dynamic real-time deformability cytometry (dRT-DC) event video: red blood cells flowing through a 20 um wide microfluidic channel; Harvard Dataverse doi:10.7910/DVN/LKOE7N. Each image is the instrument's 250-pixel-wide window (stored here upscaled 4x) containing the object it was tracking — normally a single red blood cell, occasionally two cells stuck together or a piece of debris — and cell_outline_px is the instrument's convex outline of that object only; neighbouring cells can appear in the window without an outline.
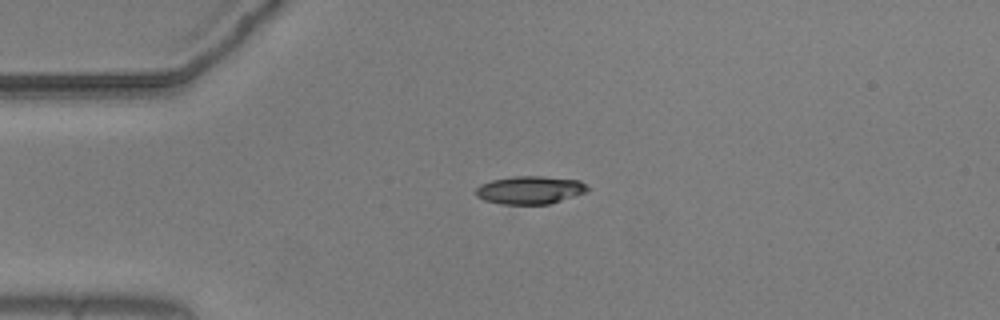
{"species": "common noctule bat (a hibernating species)", "species_latin": "Nyctalus noctula", "temperature_condition": "warm", "stored_images_in_passage": 43, "camera_frame_rate_fps": 3000, "um_per_image_px": 0.085, "animal": {"sex": "male", "body_mass_g": 20.5, "forearm_length_mm": 52.5}, "frame": {"image": 1, "passage_image": 13, "time_ms": 4.0, "image_size_px": [1000, 320], "cell_outline_px": [[588, 192], [548, 204], [500, 204], [484, 200], [476, 196], [476, 188], [480, 184], [492, 180], [512, 176], [540, 176], [580, 180], [588, 188]], "centroid_in_image_um": [45.03, 16.15], "position_along_channel_um": 40.0, "area_um2": 18.21}}
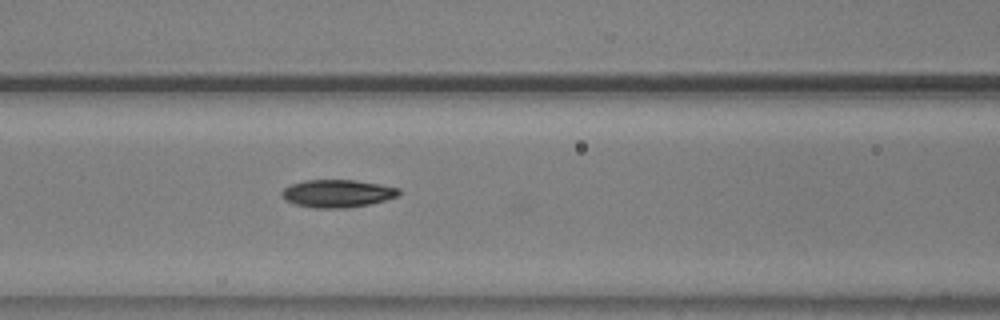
{"frame": {"image": 2, "passage_image": 23, "time_ms": 7.333, "image_size_px": [1000, 320], "cell_outline_px": [[400, 196], [368, 204], [344, 208], [312, 208], [296, 204], [284, 200], [280, 196], [280, 192], [284, 188], [292, 184], [304, 180], [356, 180], [380, 184], [400, 188]], "centroid_in_image_um": [28.66, 16.44], "position_along_channel_um": 137.9, "area_um2": 19.02}}
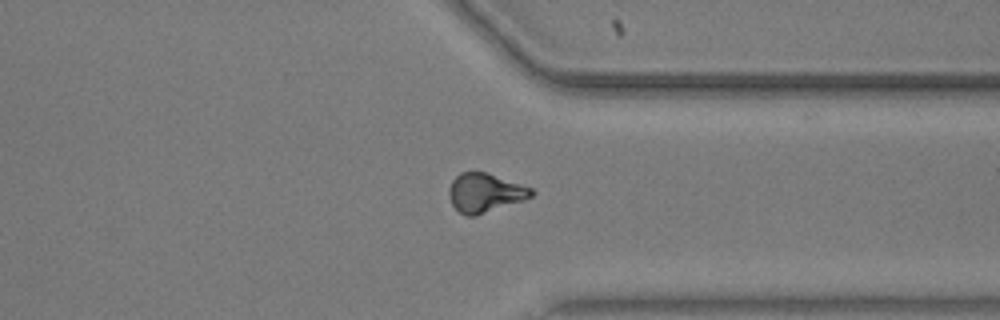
{"frame": {"image": 3, "passage_image": 42, "time_ms": 13.667, "image_size_px": [1000, 320], "cell_outline_px": [[536, 192], [532, 196], [524, 200], [476, 216], [464, 216], [452, 204], [448, 196], [448, 188], [452, 180], [460, 172], [488, 172], [532, 188]], "centroid_in_image_um": [41.22, 16.38], "position_along_channel_um": 370.2, "area_um2": 18.9}}